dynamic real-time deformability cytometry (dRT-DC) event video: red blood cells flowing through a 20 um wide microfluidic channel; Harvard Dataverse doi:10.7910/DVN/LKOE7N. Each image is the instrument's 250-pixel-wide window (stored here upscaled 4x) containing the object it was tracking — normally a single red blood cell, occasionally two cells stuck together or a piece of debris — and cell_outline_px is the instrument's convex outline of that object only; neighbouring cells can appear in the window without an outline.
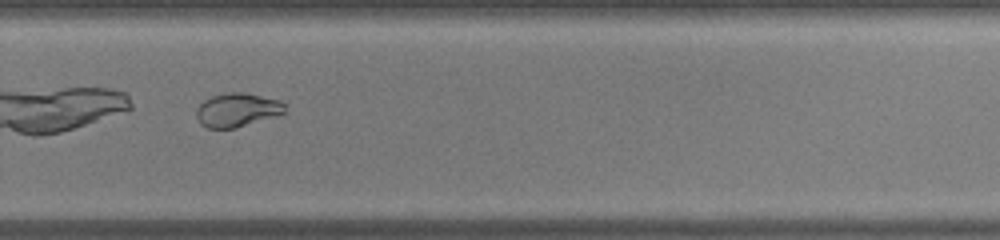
{"species": "common noctule bat (a hibernating species)", "species_latin": "Nyctalus noctula", "temperature_condition": "warm", "stored_images_in_passage": 28, "camera_frame_rate_fps": 3000, "um_per_image_px": 0.085, "animal": {"sex": "male", "body_mass_g": 19.0, "forearm_length_mm": 50.8}, "frame": {"image": 1, "passage_image": 20, "time_ms": 6.333, "image_size_px": [1000, 240], "cell_outline_px": [[284, 112], [280, 116], [236, 128], [208, 128], [200, 124], [196, 116], [196, 108], [204, 100], [212, 96], [224, 92], [244, 92], [280, 100], [284, 104]], "centroid_in_image_um": [20.16, 9.35], "position_along_channel_um": 309.6, "area_um2": 17.69}, "authors_computed_cell_mechanics": {"area_um2": 18.2937, "velocity_mm_per_s": 4.2557, "shape_relaxation_time_tau1_ms": null, "shape_relaxation_time_tau2_ms": 0.8141, "deformation_change_tau1": null, "deformation_change_tau2": 0.0494}}